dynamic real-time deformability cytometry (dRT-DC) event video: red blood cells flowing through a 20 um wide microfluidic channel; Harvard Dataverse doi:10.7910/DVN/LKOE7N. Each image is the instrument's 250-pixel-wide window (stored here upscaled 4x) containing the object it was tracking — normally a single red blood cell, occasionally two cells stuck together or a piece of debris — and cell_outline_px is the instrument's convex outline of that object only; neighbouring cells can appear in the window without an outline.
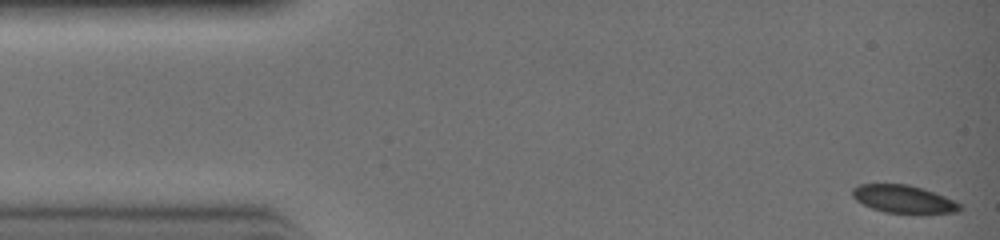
{"species": "common noctule bat (a hibernating species)", "species_latin": "Nyctalus noctula", "temperature_condition": "warm", "stored_images_in_passage": 29, "camera_frame_rate_fps": 3000, "um_per_image_px": 0.085, "animal": {"sex": "female", "body_mass_g": 19.0, "forearm_length_mm": 51.5}, "frame": {"image": 1, "passage_image": 1, "time_ms": 0.0, "image_size_px": [1000, 240], "cell_outline_px": [[964, 208], [960, 212], [884, 212], [872, 208], [856, 200], [852, 196], [852, 188], [860, 184], [908, 184], [944, 196], [960, 204]], "centroid_in_image_um": [76.77, 16.91], "position_along_channel_um": 8.2, "area_um2": 16.94}}
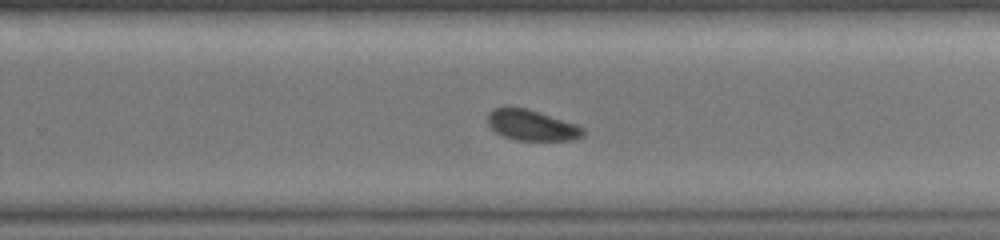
{"frame": {"image": 2, "passage_image": 20, "time_ms": 6.333, "image_size_px": [1000, 240], "cell_outline_px": [[584, 136], [572, 140], [516, 140], [504, 136], [496, 132], [488, 124], [488, 112], [496, 108], [528, 108], [580, 124], [584, 128]], "centroid_in_image_um": [45.27, 10.64], "position_along_channel_um": 284.5, "area_um2": 17.17}}
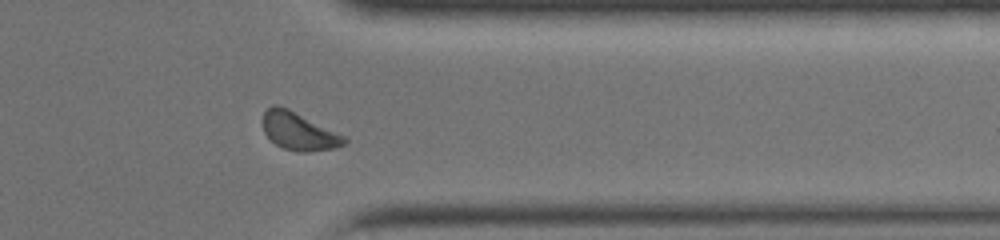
{"frame": {"image": 3, "passage_image": 25, "time_ms": 8.0, "image_size_px": [1000, 240], "cell_outline_px": [[348, 140], [344, 144], [336, 148], [308, 152], [296, 152], [284, 148], [276, 144], [264, 132], [260, 120], [264, 112], [272, 104], [276, 104], [288, 108], [344, 136]], "centroid_in_image_um": [25.35, 11.15], "position_along_channel_um": 386.0, "area_um2": 17.98}}